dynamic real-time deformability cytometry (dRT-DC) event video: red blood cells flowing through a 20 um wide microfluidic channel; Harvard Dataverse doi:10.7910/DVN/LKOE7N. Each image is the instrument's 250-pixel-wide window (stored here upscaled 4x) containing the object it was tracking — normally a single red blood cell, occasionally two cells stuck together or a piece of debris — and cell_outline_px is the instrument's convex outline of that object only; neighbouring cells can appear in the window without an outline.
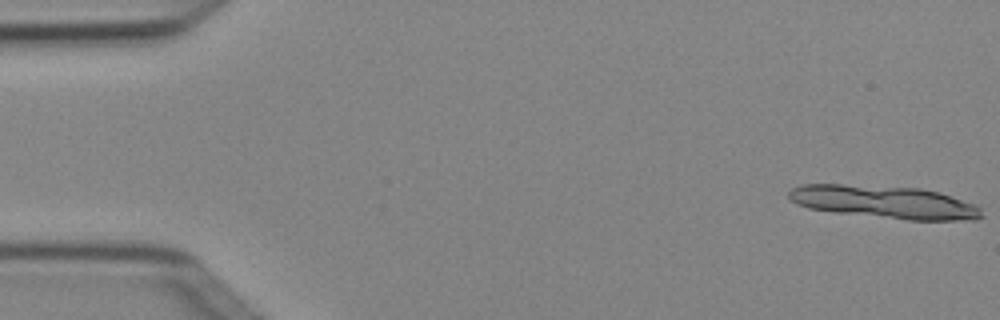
{"species": "Egyptian fruit bat (a non-hibernating species)", "species_latin": "Rousettus aegyptiacus", "temperature_condition": "cold", "stored_images_in_passage": 4, "camera_frame_rate_fps": 3000, "um_per_image_px": 0.085, "animal": {"sex": "female"}, "frame": {"image": 1, "passage_image": 1, "time_ms": 0.0, "image_size_px": [1000, 320], "cell_outline_px": [[984, 216], [976, 220], [908, 220], [832, 212], [808, 208], [796, 204], [788, 200], [788, 192], [792, 188], [800, 184], [840, 184], [920, 188], [940, 192], [976, 204], [980, 208]], "centroid_in_image_um": [75.17, 17.17], "position_along_channel_um": 9.8, "area_um2": 37.28}}